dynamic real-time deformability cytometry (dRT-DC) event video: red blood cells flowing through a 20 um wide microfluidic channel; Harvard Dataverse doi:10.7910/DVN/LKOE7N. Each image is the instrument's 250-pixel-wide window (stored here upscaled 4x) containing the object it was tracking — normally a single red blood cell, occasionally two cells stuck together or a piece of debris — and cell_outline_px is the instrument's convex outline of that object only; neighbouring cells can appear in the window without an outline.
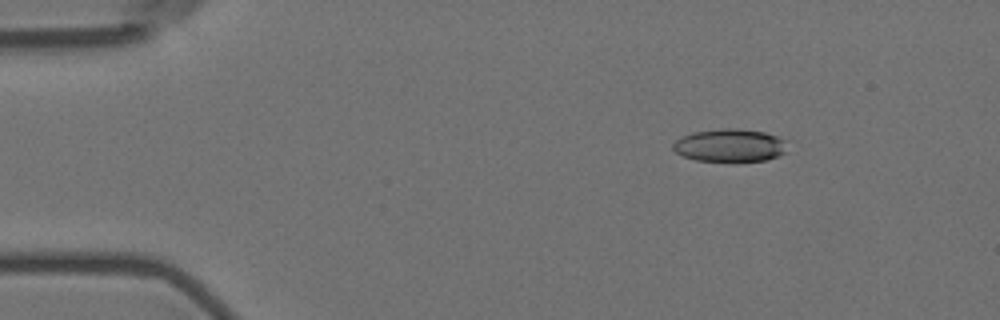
{"species": "Egyptian fruit bat (a non-hibernating species)", "species_latin": "Rousettus aegyptiacus", "temperature_condition": "room temperature", "stored_images_in_passage": 7, "camera_frame_rate_fps": 3000, "um_per_image_px": 0.085, "animal": {"sex": "female"}, "frame": {"image": 1, "passage_image": 2, "time_ms": 0.333, "image_size_px": [1000, 320], "cell_outline_px": [[788, 140], [784, 152], [776, 156], [764, 160], [736, 164], [732, 164], [696, 160], [684, 156], [676, 152], [672, 148], [672, 144], [676, 140], [692, 132], [720, 128], [736, 128], [764, 132]], "centroid_in_image_um": [62.04, 12.39], "position_along_channel_um": 23.0, "area_um2": 22.6}}
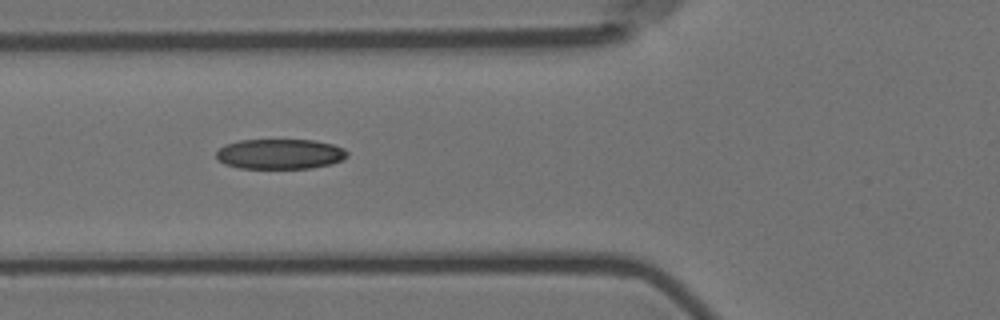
{"frame": {"image": 2, "passage_image": 6, "time_ms": 1.667, "image_size_px": [1000, 320], "cell_outline_px": [[348, 156], [332, 164], [312, 168], [240, 168], [224, 164], [216, 160], [216, 152], [224, 144], [240, 140], [312, 140], [332, 144], [344, 148], [348, 152]], "centroid_in_image_um": [23.78, 13.09], "position_along_channel_um": 102.0, "area_um2": 23.12}}
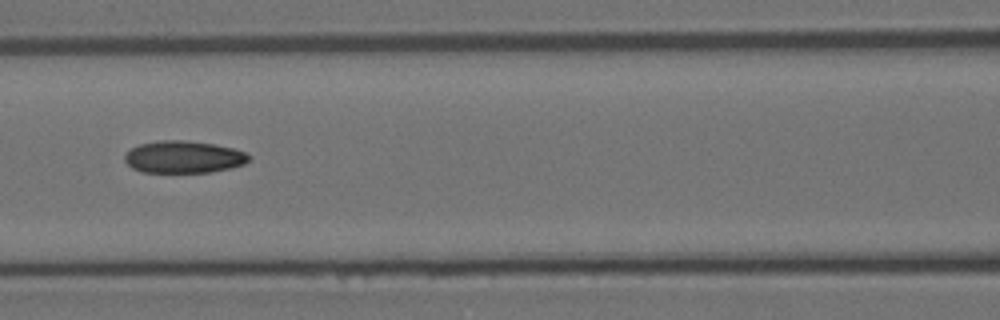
{"frame": {"image": 3, "passage_image": 7, "time_ms": 2.0, "image_size_px": [1000, 320], "cell_outline_px": [[252, 156], [244, 164], [232, 168], [212, 172], [140, 172], [132, 168], [124, 160], [124, 156], [132, 148], [140, 144], [160, 140], [184, 140], [212, 144], [232, 148], [244, 152]], "centroid_in_image_um": [15.61, 13.35], "position_along_channel_um": 151.0, "area_um2": 23.24}}